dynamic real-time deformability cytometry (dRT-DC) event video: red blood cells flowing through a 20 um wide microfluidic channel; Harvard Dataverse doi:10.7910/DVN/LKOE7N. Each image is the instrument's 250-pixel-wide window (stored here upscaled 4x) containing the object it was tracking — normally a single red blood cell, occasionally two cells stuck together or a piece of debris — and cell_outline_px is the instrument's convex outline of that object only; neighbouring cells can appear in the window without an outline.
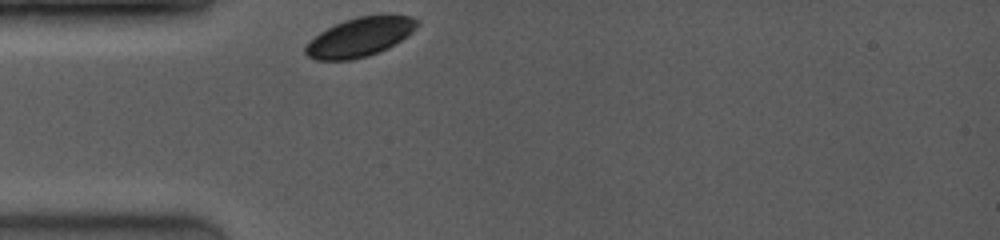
{"species": "common noctule bat (a hibernating species)", "species_latin": "Nyctalus noctula", "temperature_condition": "room temperature", "stored_images_in_passage": 19, "camera_frame_rate_fps": 4000, "um_per_image_px": 0.085, "animal": {"sex": "female", "body_mass_g": 19.0, "forearm_length_mm": 53.3}, "frame": {"image": 1, "passage_image": 1, "time_ms": 0.0, "image_size_px": [1000, 240], "cell_outline_px": [[420, 20], [400, 40], [368, 56], [352, 60], [316, 60], [308, 56], [304, 52], [304, 48], [320, 32], [344, 20], [360, 16], [408, 16]], "centroid_in_image_um": [30.5, 3.17], "position_along_channel_um": 54.5, "area_um2": 24.33}}
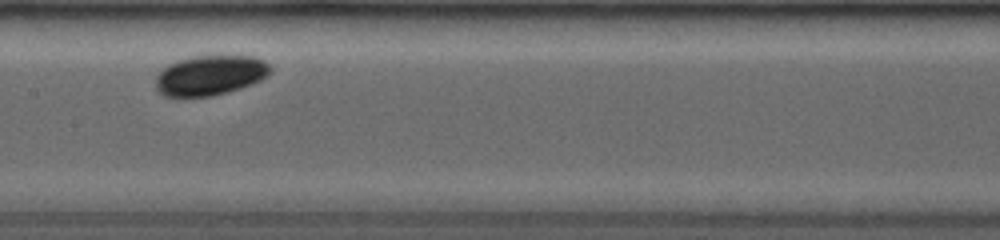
{"frame": {"image": 2, "passage_image": 8, "time_ms": 1.75, "image_size_px": [1000, 240], "cell_outline_px": [[268, 72], [260, 80], [240, 88], [228, 92], [212, 96], [164, 96], [156, 88], [156, 80], [160, 72], [164, 68], [180, 60], [192, 56], [252, 56], [264, 60], [268, 64]], "centroid_in_image_um": [17.85, 6.4], "position_along_channel_um": 189.6, "area_um2": 26.07}}
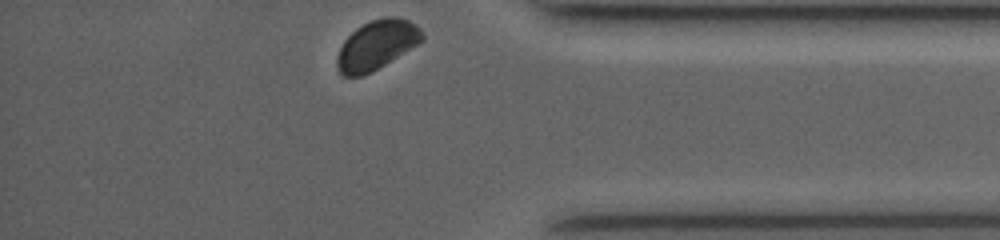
{"frame": {"image": 3, "passage_image": 19, "time_ms": 4.5, "image_size_px": [1000, 240], "cell_outline_px": [[424, 40], [384, 64], [360, 76], [344, 76], [336, 68], [336, 56], [344, 40], [356, 28], [372, 20], [388, 16], [396, 16], [408, 20], [416, 24], [420, 28], [424, 36]], "centroid_in_image_um": [32.01, 3.8], "position_along_channel_um": 403.2, "area_um2": 24.1}}